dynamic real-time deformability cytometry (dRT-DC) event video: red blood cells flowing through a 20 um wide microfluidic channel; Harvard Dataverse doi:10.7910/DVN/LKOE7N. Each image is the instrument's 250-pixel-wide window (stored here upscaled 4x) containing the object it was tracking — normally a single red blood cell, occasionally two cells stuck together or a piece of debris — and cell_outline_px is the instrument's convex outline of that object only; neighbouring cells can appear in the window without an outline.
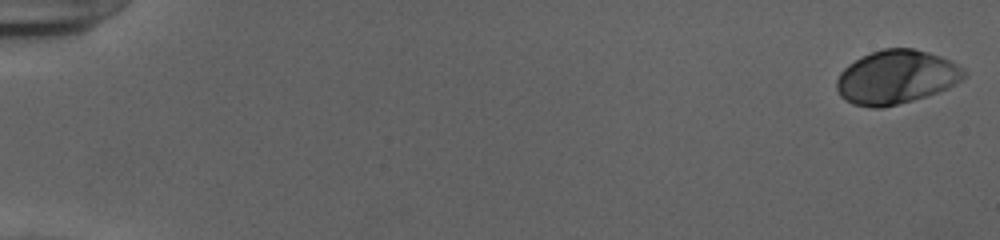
{"species": "human", "species_latin": "Homo sapiens", "temperature_condition": "cold", "stored_images_in_passage": 31, "camera_frame_rate_fps": 3000, "um_per_image_px": 0.085, "donor": {"sex": "female"}, "frame": {"image": 1, "passage_image": 1, "time_ms": 0.0, "image_size_px": [1000, 240], "cell_outline_px": [[968, 76], [948, 88], [912, 100], [884, 108], [872, 108], [852, 104], [844, 100], [840, 96], [836, 88], [836, 80], [840, 72], [848, 64], [860, 56], [884, 48], [912, 48], [928, 52], [940, 56], [964, 68], [968, 72]], "centroid_in_image_um": [76.16, 6.56], "position_along_channel_um": 8.8, "area_um2": 40.11}}
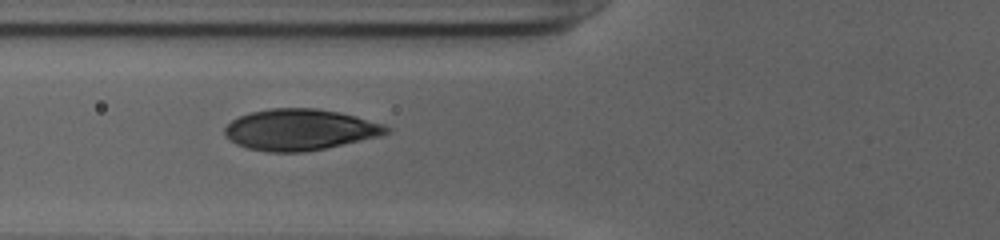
{"frame": {"image": 2, "passage_image": 22, "time_ms": 7.0, "image_size_px": [1000, 240], "cell_outline_px": [[392, 132], [380, 136], [324, 148], [304, 152], [268, 152], [248, 148], [236, 144], [224, 132], [224, 128], [232, 120], [240, 116], [252, 112], [272, 108], [316, 108], [340, 112], [356, 116], [384, 124], [392, 128]], "centroid_in_image_um": [25.54, 11.02], "position_along_channel_um": 100.3, "area_um2": 38.67}}
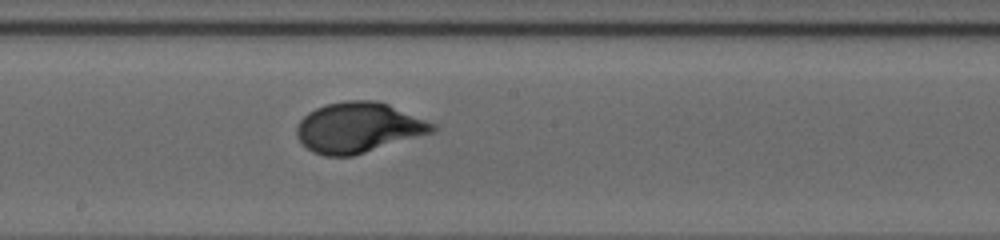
{"frame": {"image": 3, "passage_image": 31, "time_ms": 10.0, "image_size_px": [1000, 240], "cell_outline_px": [[440, 128], [436, 132], [352, 156], [324, 156], [312, 152], [296, 136], [296, 124], [308, 112], [324, 104], [348, 100], [376, 100], [388, 104], [436, 124]], "centroid_in_image_um": [30.49, 10.84], "position_along_channel_um": 217.7, "area_um2": 40.06}}